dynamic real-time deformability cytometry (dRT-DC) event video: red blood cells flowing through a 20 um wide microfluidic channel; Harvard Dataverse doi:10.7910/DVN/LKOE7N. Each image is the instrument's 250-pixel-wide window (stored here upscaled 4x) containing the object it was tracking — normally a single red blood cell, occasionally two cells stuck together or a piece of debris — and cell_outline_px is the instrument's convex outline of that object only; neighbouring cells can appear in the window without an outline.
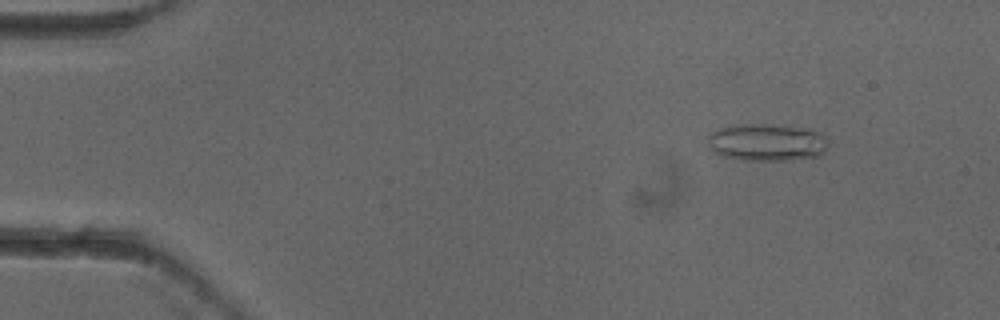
{"species": "common noctule bat (a hibernating species)", "species_latin": "Nyctalus noctula", "temperature_condition": "cold", "stored_images_in_passage": 5, "camera_frame_rate_fps": 3000, "um_per_image_px": 0.085, "animal": {"sex": "female"}, "frame": {"image": 1, "passage_image": 2, "time_ms": 0.333, "image_size_px": [1000, 320], "cell_outline_px": [[828, 144], [824, 152], [820, 156], [792, 160], [744, 160], [724, 156], [716, 152], [708, 144], [708, 136], [712, 132], [720, 128], [740, 124], [772, 124], [812, 128], [820, 132], [828, 140]], "centroid_in_image_um": [65.26, 12.09], "position_along_channel_um": 19.7, "area_um2": 26.41}}